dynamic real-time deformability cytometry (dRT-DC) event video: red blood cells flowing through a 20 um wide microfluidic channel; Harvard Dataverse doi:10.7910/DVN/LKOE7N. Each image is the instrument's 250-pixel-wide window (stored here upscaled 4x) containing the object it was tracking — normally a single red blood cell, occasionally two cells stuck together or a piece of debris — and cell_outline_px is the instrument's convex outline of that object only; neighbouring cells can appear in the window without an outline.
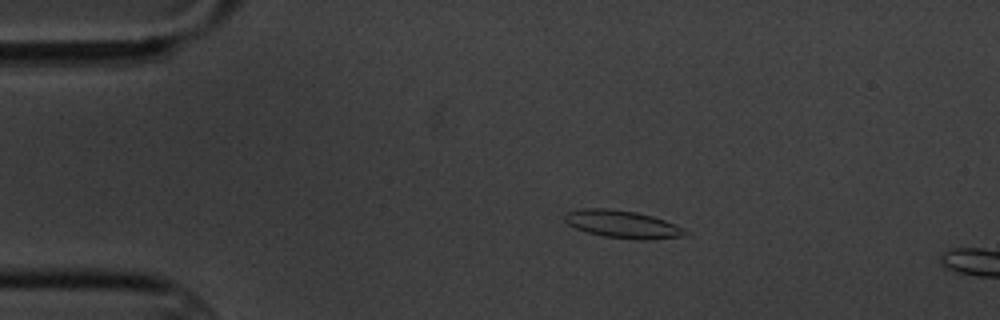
{"species": "common noctule bat (a hibernating species)", "species_latin": "Nyctalus noctula", "temperature_condition": "cold", "stored_images_in_passage": 5, "camera_frame_rate_fps": 3000, "um_per_image_px": 0.085, "animal": {"sex": "male", "body_mass_g": 20.1, "forearm_length_mm": 53.5}, "frame": {"image": 1, "passage_image": 3, "time_ms": 2.333, "image_size_px": [1000, 320], "cell_outline_px": [[692, 232], [688, 236], [652, 240], [636, 240], [604, 236], [588, 232], [576, 228], [568, 224], [564, 220], [564, 212], [580, 208], [604, 208], [636, 212], [652, 216], [664, 220], [684, 228]], "centroid_in_image_um": [52.96, 19.07], "position_along_channel_um": 32.0, "area_um2": 19.71}}